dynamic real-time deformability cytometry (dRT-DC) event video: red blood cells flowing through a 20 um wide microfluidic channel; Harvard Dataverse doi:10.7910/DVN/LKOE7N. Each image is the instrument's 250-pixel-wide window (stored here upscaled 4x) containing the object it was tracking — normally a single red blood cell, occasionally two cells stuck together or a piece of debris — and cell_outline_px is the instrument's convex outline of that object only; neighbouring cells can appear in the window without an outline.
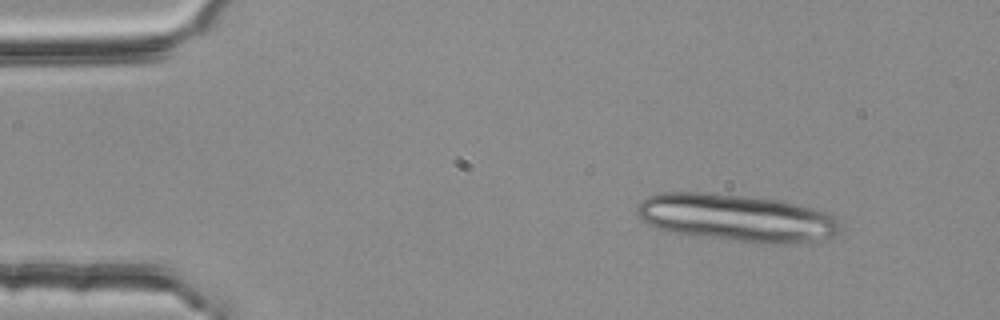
{"species": "common noctule bat (a hibernating species)", "species_latin": "Nyctalus noctula", "temperature_condition": "room temperature", "stored_images_in_passage": 5, "camera_frame_rate_fps": 3000, "um_per_image_px": 0.085, "animal": {"sex": "female", "body_mass_g": 25.1}, "frame": {"image": 1, "passage_image": 5, "time_ms": 1.333, "image_size_px": [1000, 320], "cell_outline_px": [[840, 228], [832, 236], [796, 244], [756, 244], [668, 232], [656, 228], [648, 224], [636, 216], [636, 208], [648, 196], [660, 192], [696, 192], [740, 196], [776, 200], [832, 212], [836, 216]], "centroid_in_image_um": [62.6, 18.54], "position_along_channel_um": 22.4, "area_um2": 56.36}}